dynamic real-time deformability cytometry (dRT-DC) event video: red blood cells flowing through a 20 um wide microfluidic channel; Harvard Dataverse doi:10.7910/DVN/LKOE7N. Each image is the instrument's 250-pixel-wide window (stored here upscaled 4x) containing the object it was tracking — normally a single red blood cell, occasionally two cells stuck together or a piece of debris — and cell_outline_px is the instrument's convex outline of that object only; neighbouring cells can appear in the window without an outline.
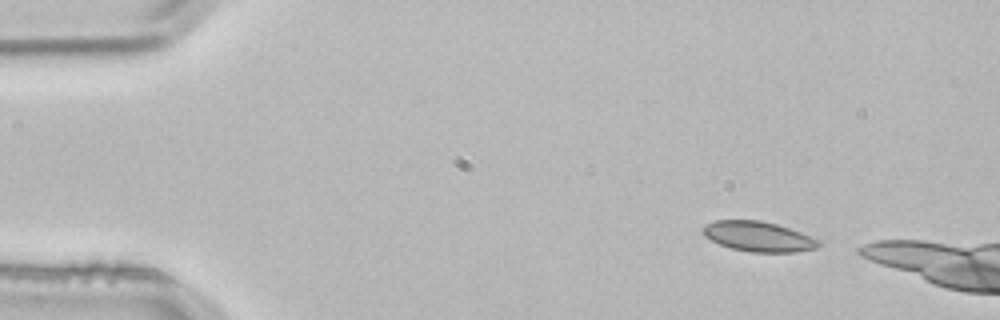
{"species": "common noctule bat (a hibernating species)", "species_latin": "Nyctalus noctula", "temperature_condition": "room temperature", "stored_images_in_passage": 4, "segment_of_instrument_passage": [2, 2], "camera_frame_rate_fps": 3000, "um_per_image_px": 0.085, "animal": {"sex": "male", "body_mass_g": 21.5, "forearm_length_mm": 52.0}, "frame": {"image": 1, "passage_image": 4, "time_ms": 1.0, "image_size_px": [1000, 320], "cell_outline_px": [[824, 244], [816, 248], [796, 252], [748, 252], [728, 248], [704, 236], [700, 232], [704, 224], [716, 220], [760, 220], [776, 224], [824, 240]], "centroid_in_image_um": [64.48, 20.11], "position_along_channel_um": 20.5, "area_um2": 20.69}}